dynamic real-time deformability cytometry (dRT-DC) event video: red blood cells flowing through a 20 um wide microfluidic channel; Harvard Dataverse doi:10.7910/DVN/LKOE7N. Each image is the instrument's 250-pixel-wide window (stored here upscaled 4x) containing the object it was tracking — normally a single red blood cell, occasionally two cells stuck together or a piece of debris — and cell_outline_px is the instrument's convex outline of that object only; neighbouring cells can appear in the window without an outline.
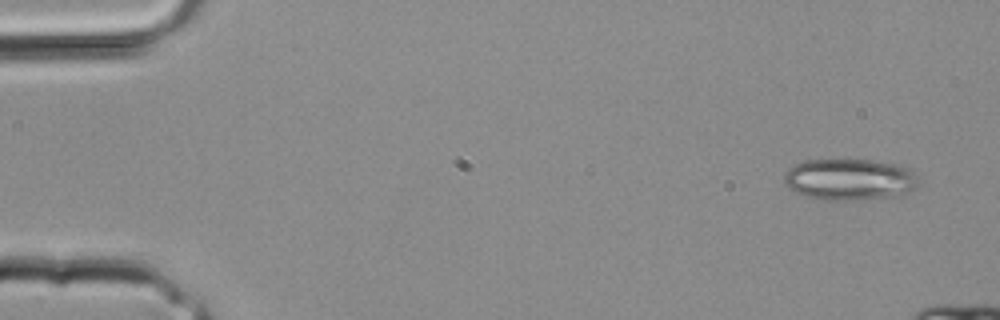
{"species": "common noctule bat (a hibernating species)", "species_latin": "Nyctalus noctula", "temperature_condition": "room temperature", "stored_images_in_passage": 8, "camera_frame_rate_fps": 3000, "um_per_image_px": 0.085, "animal": {"sex": "male", "body_mass_g": 20.4}, "frame": {"image": 1, "passage_image": 1, "time_ms": 0.0, "image_size_px": [1000, 320], "cell_outline_px": [[920, 180], [912, 188], [896, 196], [852, 200], [824, 200], [796, 192], [788, 188], [784, 184], [784, 172], [788, 168], [804, 160], [872, 160], [896, 164], [908, 168]], "centroid_in_image_um": [72.16, 15.24], "position_along_channel_um": 12.8, "area_um2": 32.19}}